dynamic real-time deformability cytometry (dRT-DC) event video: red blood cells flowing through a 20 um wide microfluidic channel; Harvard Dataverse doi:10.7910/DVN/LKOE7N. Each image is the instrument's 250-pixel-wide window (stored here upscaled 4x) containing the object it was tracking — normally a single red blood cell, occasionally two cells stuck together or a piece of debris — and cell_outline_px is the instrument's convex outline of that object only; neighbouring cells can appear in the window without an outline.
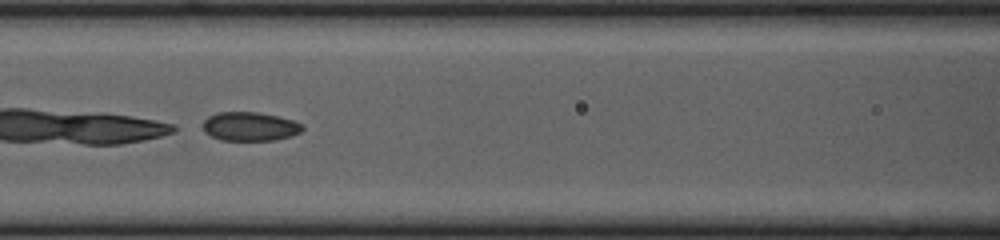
{"species": "common noctule bat (a hibernating species)", "species_latin": "Nyctalus noctula", "temperature_condition": "cold", "stored_images_in_passage": 46, "camera_frame_rate_fps": 3000, "um_per_image_px": 0.085, "animal": {"sex": "female", "body_mass_g": 23.0, "forearm_length_mm": 53.4}, "frame": {"image": 1, "passage_image": 16, "time_ms": 5.0, "image_size_px": [1000, 240], "cell_outline_px": [[304, 128], [300, 132], [292, 136], [272, 140], [220, 140], [204, 132], [204, 120], [208, 116], [216, 112], [256, 112], [276, 116], [292, 120], [300, 124]], "centroid_in_image_um": [21.21, 10.75], "position_along_channel_um": 145.4, "area_um2": 16.59}}
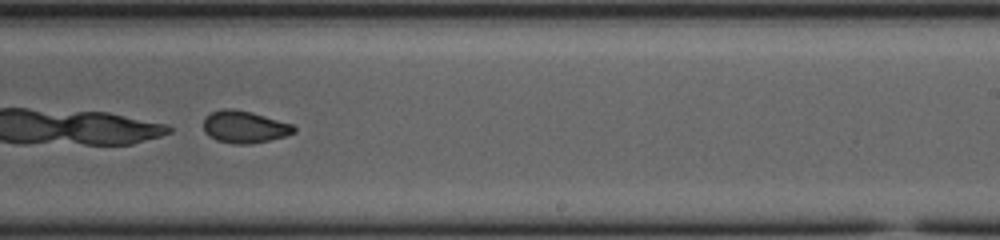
{"frame": {"image": 2, "passage_image": 26, "time_ms": 8.333, "image_size_px": [1000, 240], "cell_outline_px": [[296, 132], [284, 136], [268, 140], [248, 144], [232, 144], [216, 140], [208, 136], [204, 132], [204, 120], [212, 112], [224, 108], [232, 108], [252, 112], [292, 124], [296, 128]], "centroid_in_image_um": [20.77, 10.79], "position_along_channel_um": 268.2, "area_um2": 16.88}}
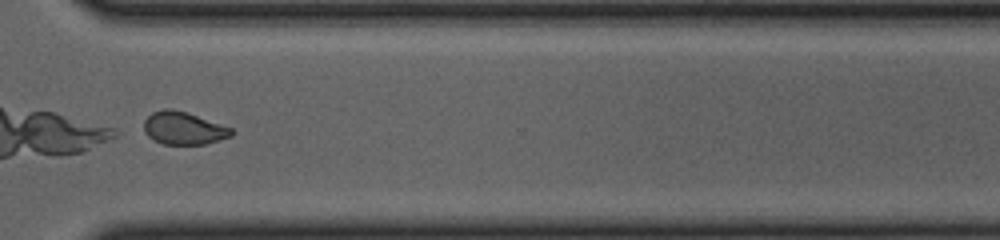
{"frame": {"image": 3, "passage_image": 33, "time_ms": 10.667, "image_size_px": [1000, 240], "cell_outline_px": [[236, 132], [232, 136], [204, 144], [164, 144], [152, 140], [144, 132], [144, 120], [152, 112], [164, 108], [172, 108], [188, 112], [232, 128]], "centroid_in_image_um": [15.6, 10.88], "position_along_channel_um": 355.0, "area_um2": 16.88}, "authors_computed_cell_mechanics": {"area_um2": 17.7735, "velocity_mm_per_s": 3.6968, "shape_relaxation_time_tau1_ms": null, "shape_relaxation_time_tau2_ms": 0.8952, "deformation_change_tau1": null, "deformation_change_tau2": 0.055}}